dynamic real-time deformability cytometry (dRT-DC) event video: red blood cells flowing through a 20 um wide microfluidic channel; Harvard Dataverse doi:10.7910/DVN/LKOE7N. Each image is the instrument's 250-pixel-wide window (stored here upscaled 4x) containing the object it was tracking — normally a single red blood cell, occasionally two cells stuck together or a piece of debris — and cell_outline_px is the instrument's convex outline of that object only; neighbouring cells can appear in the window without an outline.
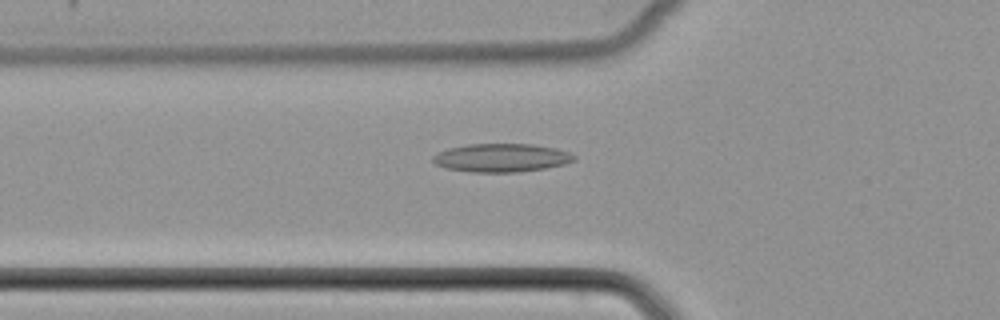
{"species": "common noctule bat (a hibernating species)", "species_latin": "Nyctalus noctula", "temperature_condition": "cold", "stored_images_in_passage": 49, "camera_frame_rate_fps": 3000, "um_per_image_px": 0.085, "animal": {"sex": "female", "body_mass_g": 22.7, "forearm_length_mm": 54.2}, "frame": {"image": 1, "passage_image": 16, "time_ms": 5.0, "image_size_px": [1000, 320], "cell_outline_px": [[576, 160], [564, 164], [544, 168], [516, 172], [472, 172], [444, 168], [436, 164], [432, 160], [432, 156], [436, 152], [448, 148], [468, 144], [532, 144], [556, 148], [568, 152], [576, 156]], "centroid_in_image_um": [42.59, 13.41], "position_along_channel_um": 83.2, "area_um2": 23.41}}
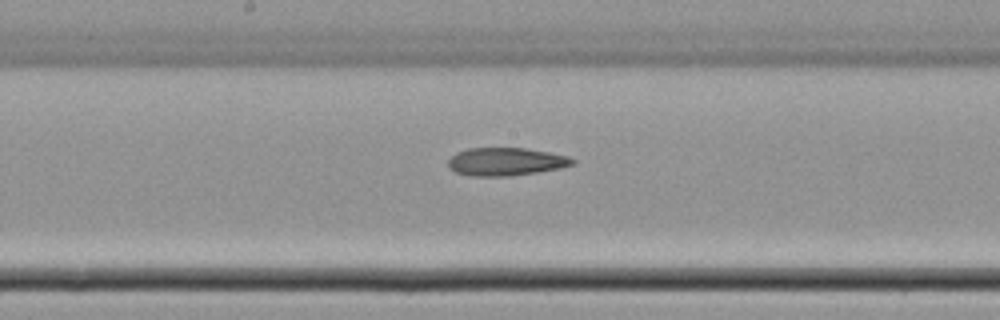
{"frame": {"image": 2, "passage_image": 25, "time_ms": 8.0, "image_size_px": [1000, 320], "cell_outline_px": [[576, 164], [560, 168], [512, 176], [468, 176], [456, 172], [448, 168], [448, 160], [456, 152], [468, 148], [524, 148], [548, 152], [568, 156], [576, 160]], "centroid_in_image_um": [42.99, 13.74], "position_along_channel_um": 205.2, "area_um2": 20.4}}
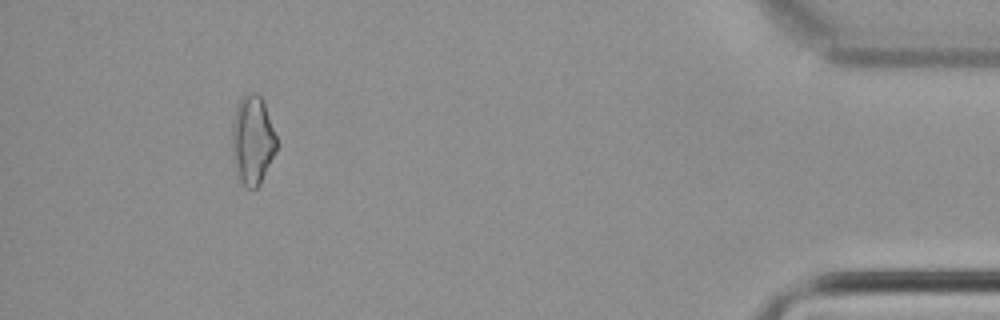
{"frame": {"image": 3, "passage_image": 45, "time_ms": 14.667, "image_size_px": [1000, 320], "cell_outline_px": [[276, 152], [260, 184], [252, 192], [240, 184], [236, 176], [232, 156], [232, 120], [236, 104], [248, 92], [256, 92], [264, 100], [276, 136]], "centroid_in_image_um": [21.44, 11.95], "position_along_channel_um": 413.8, "area_um2": 23.76}}